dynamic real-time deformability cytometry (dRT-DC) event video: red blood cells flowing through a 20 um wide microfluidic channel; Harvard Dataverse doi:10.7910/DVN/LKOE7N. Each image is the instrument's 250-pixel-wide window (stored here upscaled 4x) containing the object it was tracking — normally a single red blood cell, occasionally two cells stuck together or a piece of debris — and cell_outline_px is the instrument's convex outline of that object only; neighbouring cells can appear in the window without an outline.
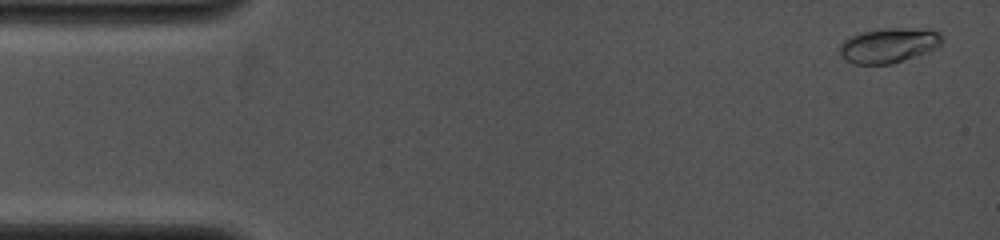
{"species": "common noctule bat (a hibernating species)", "species_latin": "Nyctalus noctula", "temperature_condition": "cold", "stored_images_in_passage": 15, "camera_frame_rate_fps": 4000, "um_per_image_px": 0.085, "animal": {"sex": "female", "body_mass_g": 19.0, "forearm_length_mm": 53.3}, "frame": {"image": 1, "passage_image": 1, "time_ms": 0.0, "image_size_px": [1000, 240], "cell_outline_px": [[944, 40], [936, 48], [916, 56], [892, 64], [852, 64], [844, 60], [840, 56], [840, 44], [848, 36], [860, 32], [888, 28], [904, 28], [940, 32]], "centroid_in_image_um": [75.49, 3.87], "position_along_channel_um": 9.5, "area_um2": 20.81}}
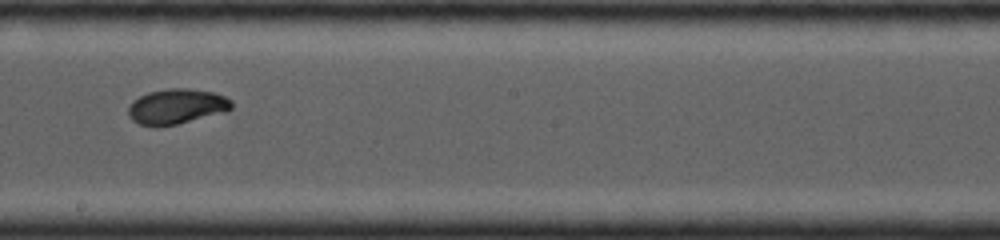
{"frame": {"image": 2, "passage_image": 10, "time_ms": 8.0, "image_size_px": [1000, 240], "cell_outline_px": [[232, 108], [224, 112], [176, 124], [156, 128], [140, 124], [132, 120], [128, 116], [128, 108], [140, 96], [148, 92], [168, 88], [188, 88], [212, 92], [224, 96], [232, 100]], "centroid_in_image_um": [15.0, 9.06], "position_along_channel_um": 233.2, "area_um2": 21.1}}
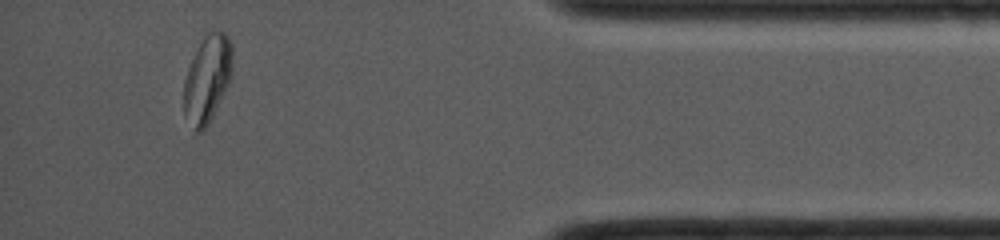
{"frame": {"image": 3, "passage_image": 15, "time_ms": 13.0, "image_size_px": [1000, 240], "cell_outline_px": [[232, 76], [208, 124], [200, 132], [196, 132], [184, 112], [184, 80], [188, 68], [204, 36], [212, 28], [224, 32], [228, 36], [232, 44]], "centroid_in_image_um": [17.64, 6.64], "position_along_channel_um": 417.6, "area_um2": 24.39}}